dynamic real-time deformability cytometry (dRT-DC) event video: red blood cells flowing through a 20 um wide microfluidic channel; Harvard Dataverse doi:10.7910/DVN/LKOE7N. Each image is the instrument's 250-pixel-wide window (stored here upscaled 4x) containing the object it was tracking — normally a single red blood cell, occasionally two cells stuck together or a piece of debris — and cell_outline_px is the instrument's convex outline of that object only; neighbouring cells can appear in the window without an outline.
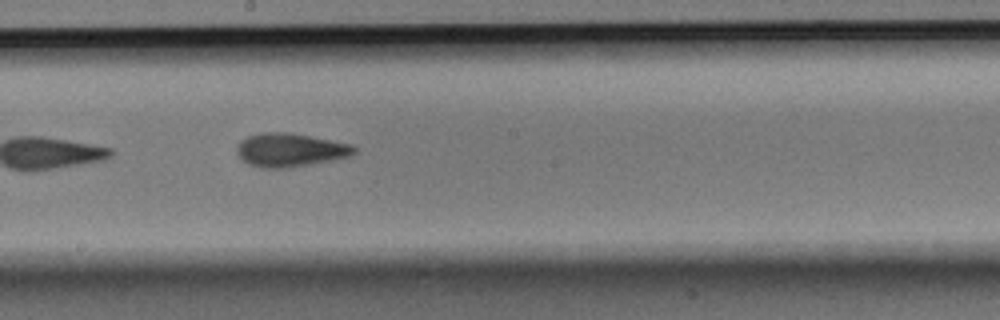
{"species": "Egyptian fruit bat (a non-hibernating species)", "species_latin": "Rousettus aegyptiacus", "temperature_condition": "room temperature", "stored_images_in_passage": 12, "camera_frame_rate_fps": 3000, "um_per_image_px": 0.085, "animal": {"sex": "male"}, "frame": {"image": 1, "passage_image": 7, "time_ms": 2.0, "image_size_px": [1000, 320], "cell_outline_px": [[356, 152], [348, 156], [308, 164], [280, 168], [264, 168], [248, 164], [236, 152], [236, 148], [240, 140], [248, 136], [260, 132], [288, 132], [352, 144], [356, 148]], "centroid_in_image_um": [24.62, 12.73], "position_along_channel_um": 223.6, "area_um2": 22.54}}
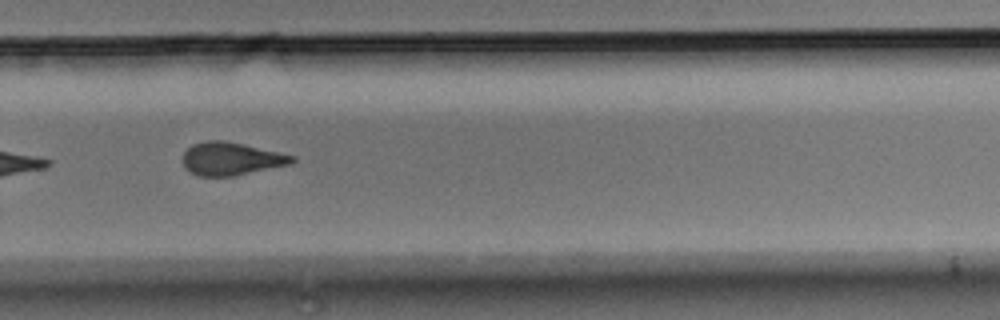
{"frame": {"image": 2, "passage_image": 9, "time_ms": 2.667, "image_size_px": [1000, 320], "cell_outline_px": [[296, 160], [292, 164], [232, 176], [200, 176], [184, 168], [184, 152], [192, 144], [204, 140], [220, 140], [244, 144], [296, 156]], "centroid_in_image_um": [19.67, 13.49], "position_along_channel_um": 310.1, "area_um2": 20.92}}
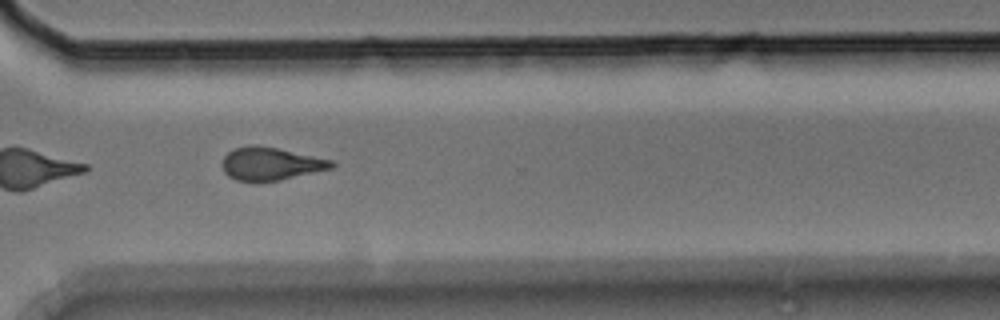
{"frame": {"image": 3, "passage_image": 10, "time_ms": 3.0, "image_size_px": [1000, 320], "cell_outline_px": [[336, 164], [332, 168], [280, 180], [256, 184], [236, 180], [228, 176], [224, 172], [220, 164], [224, 156], [228, 152], [236, 148], [252, 144], [256, 144], [276, 148], [332, 160]], "centroid_in_image_um": [22.94, 13.95], "position_along_channel_um": 347.7, "area_um2": 21.33}}